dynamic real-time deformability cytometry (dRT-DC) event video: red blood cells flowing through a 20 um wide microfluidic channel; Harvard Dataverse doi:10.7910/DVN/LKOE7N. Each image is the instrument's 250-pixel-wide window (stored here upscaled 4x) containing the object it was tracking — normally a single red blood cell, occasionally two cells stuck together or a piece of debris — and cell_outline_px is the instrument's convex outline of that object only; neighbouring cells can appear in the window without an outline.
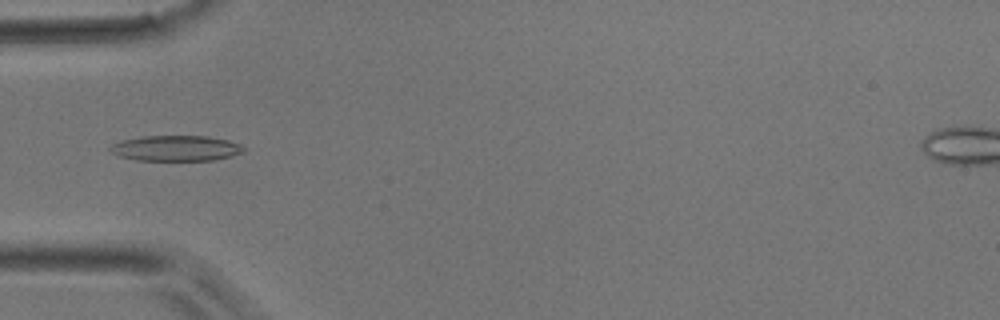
{"species": "common noctule bat (a hibernating species)", "species_latin": "Nyctalus noctula", "temperature_condition": "room temperature", "stored_images_in_passage": 46, "camera_frame_rate_fps": 3000, "um_per_image_px": 0.085, "animal": {"sex": "male", "body_mass_g": 17.9}, "frame": {"image": 1, "passage_image": 14, "time_ms": 4.333, "image_size_px": [1000, 320], "cell_outline_px": [[244, 152], [232, 156], [212, 160], [136, 160], [120, 156], [112, 152], [108, 148], [112, 144], [120, 140], [144, 136], [208, 136], [228, 140], [240, 144], [244, 148]], "centroid_in_image_um": [14.96, 12.59], "position_along_channel_um": 70.0, "area_um2": 19.83}}
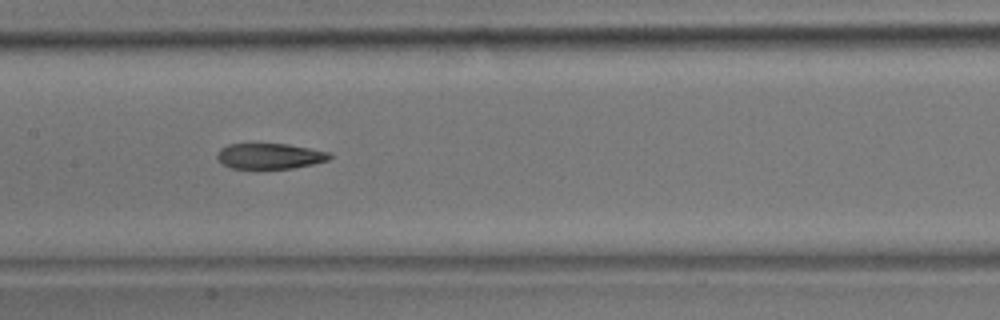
{"frame": {"image": 2, "passage_image": 22, "time_ms": 7.0, "image_size_px": [1000, 320], "cell_outline_px": [[332, 156], [328, 160], [316, 164], [292, 168], [232, 168], [224, 164], [216, 156], [220, 148], [228, 144], [288, 144], [332, 152]], "centroid_in_image_um": [22.99, 13.26], "position_along_channel_um": 184.4, "area_um2": 16.76}}
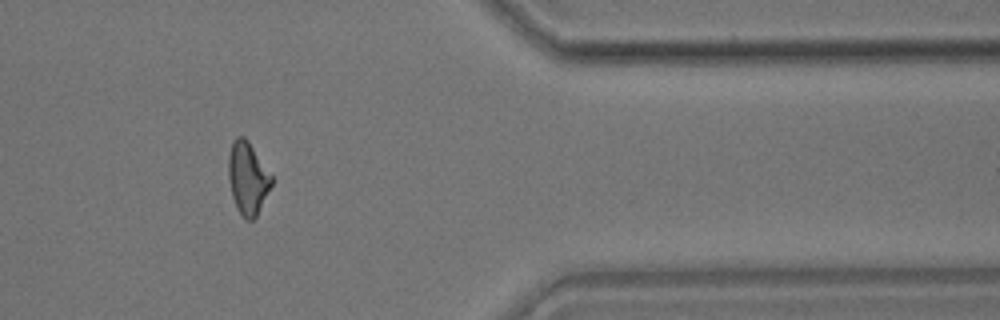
{"frame": {"image": 3, "passage_image": 38, "time_ms": 12.333, "image_size_px": [1000, 320], "cell_outline_px": [[272, 184], [256, 216], [252, 220], [244, 220], [236, 208], [232, 196], [228, 176], [228, 156], [232, 140], [236, 136], [244, 136], [248, 140], [272, 176]], "centroid_in_image_um": [21.03, 15.13], "position_along_channel_um": 390.4, "area_um2": 18.21}}